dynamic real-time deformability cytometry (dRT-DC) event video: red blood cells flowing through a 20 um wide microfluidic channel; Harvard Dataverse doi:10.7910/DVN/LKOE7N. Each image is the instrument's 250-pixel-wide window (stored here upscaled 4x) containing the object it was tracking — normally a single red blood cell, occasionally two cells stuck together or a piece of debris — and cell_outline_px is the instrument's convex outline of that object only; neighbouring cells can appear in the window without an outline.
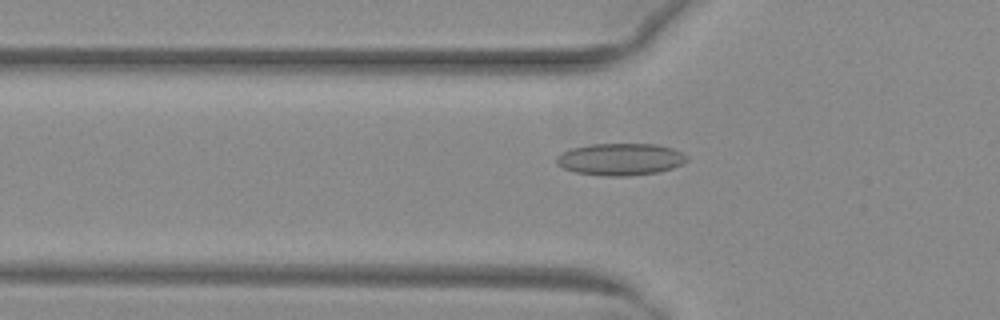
{"species": "common noctule bat (a hibernating species)", "species_latin": "Nyctalus noctula", "temperature_condition": "warm", "stored_images_in_passage": 48, "camera_frame_rate_fps": 3000, "um_per_image_px": 0.085, "animal": {"sex": "female", "body_mass_g": 29.2, "forearm_length_mm": 56.3}, "frame": {"image": 1, "passage_image": 14, "time_ms": 4.333, "image_size_px": [1000, 320], "cell_outline_px": [[688, 160], [684, 164], [672, 168], [656, 172], [628, 176], [604, 176], [576, 172], [564, 168], [556, 164], [556, 156], [572, 148], [592, 144], [656, 144], [672, 148], [688, 156]], "centroid_in_image_um": [52.75, 13.54], "position_along_channel_um": 73.0, "area_um2": 24.28}}
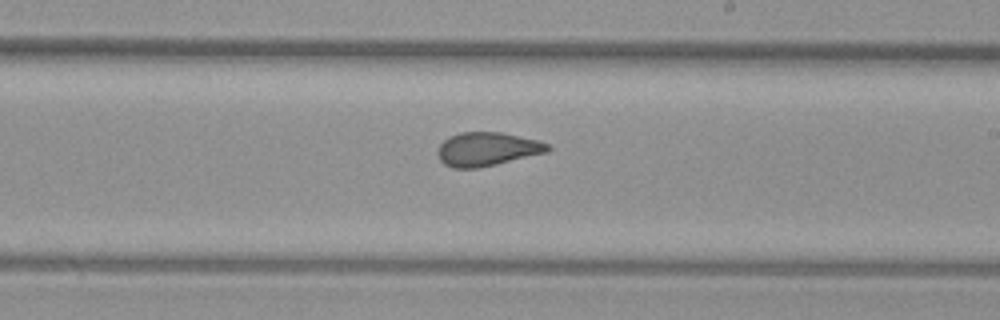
{"frame": {"image": 2, "passage_image": 27, "time_ms": 8.667, "image_size_px": [1000, 320], "cell_outline_px": [[552, 148], [548, 152], [480, 168], [452, 168], [444, 164], [440, 160], [436, 152], [440, 144], [448, 136], [460, 132], [500, 132], [540, 140], [548, 144]], "centroid_in_image_um": [41.4, 12.67], "position_along_channel_um": 247.6, "area_um2": 21.85}}
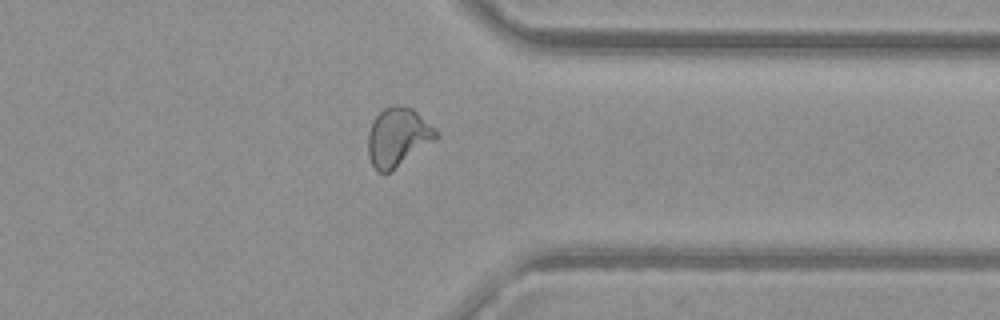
{"frame": {"image": 3, "passage_image": 37, "time_ms": 12.0, "image_size_px": [1000, 320], "cell_outline_px": [[440, 136], [392, 172], [376, 172], [368, 156], [368, 132], [372, 120], [384, 108], [392, 104], [400, 104], [412, 108], [440, 132]], "centroid_in_image_um": [33.82, 11.65], "position_along_channel_um": 377.6, "area_um2": 23.64}, "authors_computed_cell_mechanics": {"area_um2": 22.6576, "velocity_mm_per_s": 4.0149, "shape_relaxation_time_tau1_ms": null, "shape_relaxation_time_tau2_ms": 1.0416, "deformation_change_tau1": null, "deformation_change_tau2": 0.0686}}